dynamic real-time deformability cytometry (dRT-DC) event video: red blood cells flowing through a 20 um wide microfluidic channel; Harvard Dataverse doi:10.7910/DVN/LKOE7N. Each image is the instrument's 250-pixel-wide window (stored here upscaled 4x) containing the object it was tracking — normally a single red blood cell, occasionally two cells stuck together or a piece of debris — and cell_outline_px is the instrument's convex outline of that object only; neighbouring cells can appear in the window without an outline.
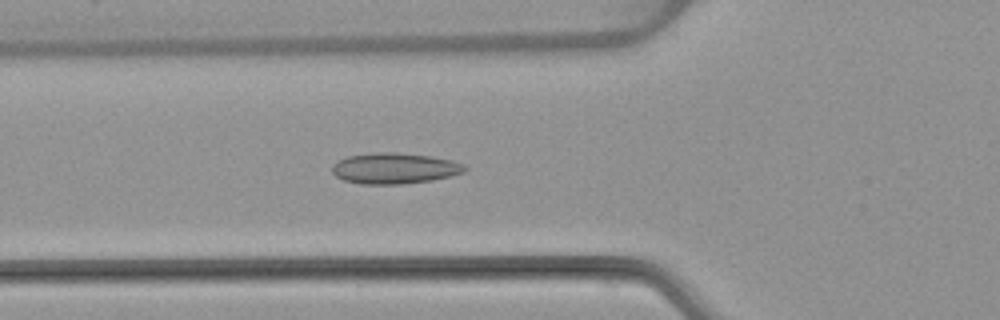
{"species": "common noctule bat (a hibernating species)", "species_latin": "Nyctalus noctula", "temperature_condition": "warm", "stored_images_in_passage": 53, "camera_frame_rate_fps": 3000, "um_per_image_px": 0.085, "animal": {"sex": "female", "body_mass_g": 22.7, "forearm_length_mm": 54.2}, "frame": {"image": 1, "passage_image": 19, "time_ms": 6.0, "image_size_px": [1000, 320], "cell_outline_px": [[468, 168], [464, 172], [432, 180], [404, 184], [360, 184], [344, 180], [336, 176], [332, 172], [332, 164], [348, 156], [376, 152], [396, 152], [428, 156], [452, 160], [464, 164]], "centroid_in_image_um": [33.53, 14.31], "position_along_channel_um": 92.3, "area_um2": 23.81}}
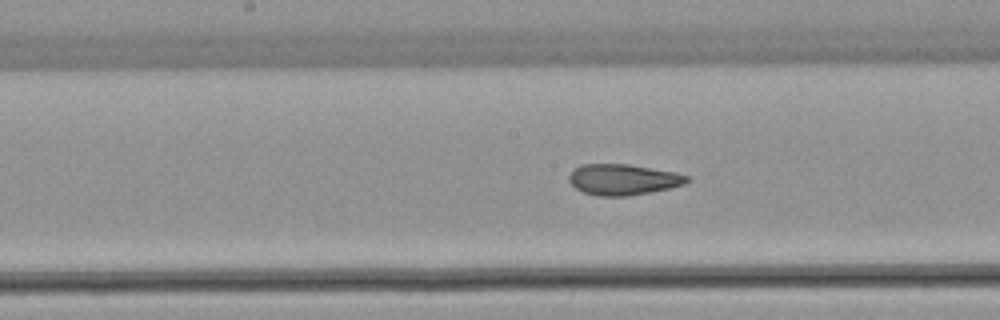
{"frame": {"image": 2, "passage_image": 27, "time_ms": 8.667, "image_size_px": [1000, 320], "cell_outline_px": [[692, 180], [684, 184], [668, 188], [628, 196], [600, 196], [584, 192], [576, 188], [568, 180], [568, 176], [572, 168], [580, 164], [628, 164], [676, 172], [688, 176]], "centroid_in_image_um": [52.94, 15.24], "position_along_channel_um": 195.3, "area_um2": 21.27}}
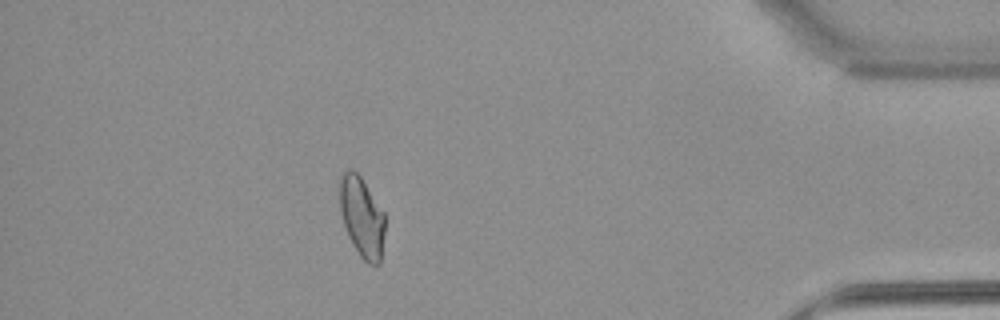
{"frame": {"image": 3, "passage_image": 47, "time_ms": 15.333, "image_size_px": [1000, 320], "cell_outline_px": [[384, 232], [380, 264], [368, 264], [360, 256], [352, 244], [348, 236], [340, 212], [340, 180], [344, 172], [348, 168], [352, 168], [360, 176], [384, 212]], "centroid_in_image_um": [30.75, 18.45], "position_along_channel_um": 404.4, "area_um2": 20.98}, "authors_computed_cell_mechanics": {"area_um2": 22.4842, "velocity_mm_per_s": 3.8389, "shape_relaxation_time_tau1_ms": null, "shape_relaxation_time_tau2_ms": 1.9148, "deformation_change_tau1": null, "deformation_change_tau2": 0.0753}}